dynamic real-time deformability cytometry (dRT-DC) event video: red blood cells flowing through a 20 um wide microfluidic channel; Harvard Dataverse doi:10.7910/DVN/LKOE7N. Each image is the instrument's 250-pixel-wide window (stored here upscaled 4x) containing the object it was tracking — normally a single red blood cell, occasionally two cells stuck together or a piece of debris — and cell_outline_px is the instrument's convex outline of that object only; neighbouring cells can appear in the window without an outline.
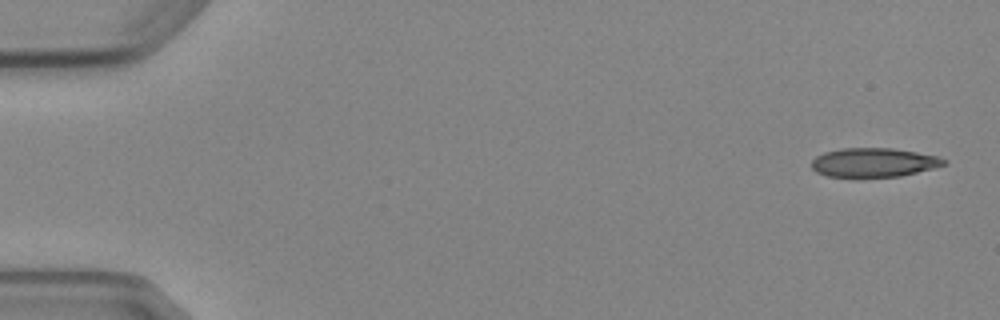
{"species": "Egyptian fruit bat (a non-hibernating species)", "species_latin": "Rousettus aegyptiacus", "temperature_condition": "cold", "stored_images_in_passage": 5, "segment_of_instrument_passage": [2, 2], "camera_frame_rate_fps": 3000, "um_per_image_px": 0.085, "animal": {"sex": "female"}, "frame": {"image": 1, "passage_image": 5, "time_ms": 5.667, "image_size_px": [1000, 320], "cell_outline_px": [[948, 164], [900, 176], [828, 176], [816, 172], [812, 168], [812, 160], [816, 156], [824, 152], [840, 148], [892, 148], [916, 152], [936, 156], [948, 160]], "centroid_in_image_um": [74.27, 13.79], "position_along_channel_um": 10.7, "area_um2": 22.14}}